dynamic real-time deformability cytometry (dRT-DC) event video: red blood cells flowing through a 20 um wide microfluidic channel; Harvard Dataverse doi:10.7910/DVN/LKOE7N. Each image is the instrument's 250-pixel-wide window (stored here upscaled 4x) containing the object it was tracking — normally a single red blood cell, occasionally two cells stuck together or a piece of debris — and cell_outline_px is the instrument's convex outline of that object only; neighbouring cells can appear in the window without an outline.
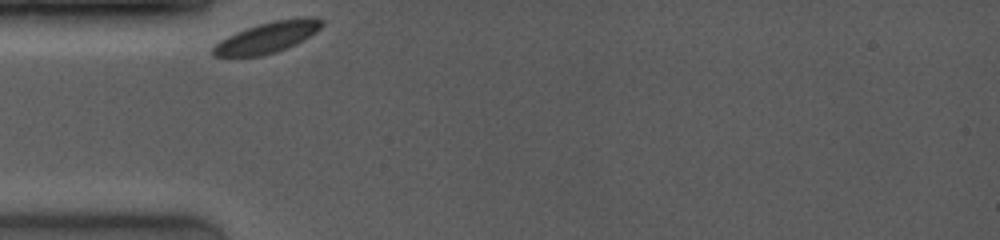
{"species": "common noctule bat (a hibernating species)", "species_latin": "Nyctalus noctula", "temperature_condition": "room temperature", "stored_images_in_passage": 20, "camera_frame_rate_fps": 4000, "um_per_image_px": 0.085, "animal": {"sex": "female", "body_mass_g": 19.0, "forearm_length_mm": 53.3}, "frame": {"image": 1, "passage_image": 1, "time_ms": 0.0, "image_size_px": [1000, 240], "cell_outline_px": [[324, 24], [316, 32], [276, 52], [260, 56], [212, 56], [212, 48], [220, 40], [236, 32], [260, 24], [276, 20], [304, 16], [312, 16], [324, 20]], "centroid_in_image_um": [22.73, 3.16], "position_along_channel_um": 62.3, "area_um2": 19.19}}
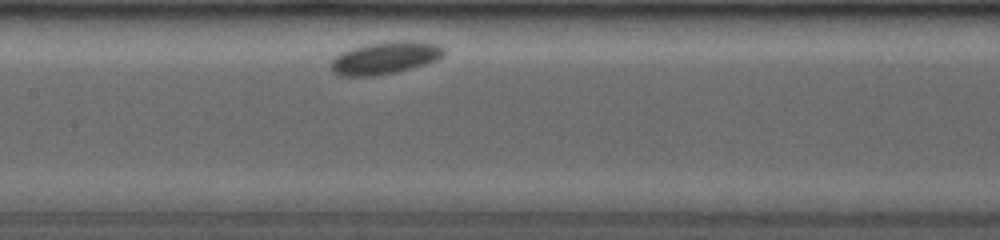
{"frame": {"image": 2, "passage_image": 9, "time_ms": 3.25, "image_size_px": [1000, 240], "cell_outline_px": [[444, 56], [436, 60], [412, 68], [396, 72], [376, 76], [340, 76], [332, 72], [328, 64], [340, 52], [352, 48], [368, 44], [396, 40], [408, 40], [440, 44], [444, 48]], "centroid_in_image_um": [32.72, 4.92], "position_along_channel_um": 174.7, "area_um2": 21.56}}
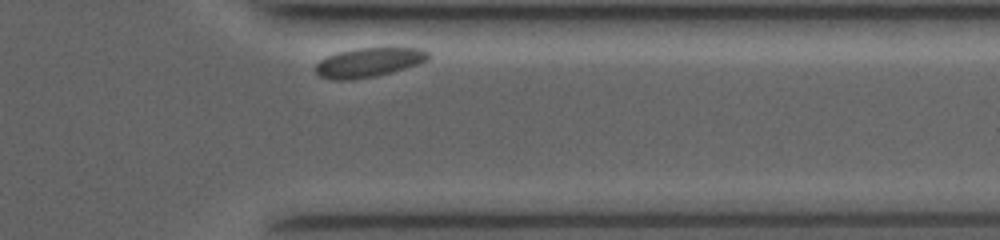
{"frame": {"image": 3, "passage_image": 19, "time_ms": 9.0, "image_size_px": [1000, 240], "cell_outline_px": [[432, 56], [428, 60], [420, 64], [376, 76], [352, 80], [332, 80], [320, 76], [316, 72], [316, 64], [320, 60], [328, 56], [340, 52], [356, 48], [420, 48], [428, 52]], "centroid_in_image_um": [31.38, 5.31], "position_along_channel_um": 380.0, "area_um2": 19.25}}